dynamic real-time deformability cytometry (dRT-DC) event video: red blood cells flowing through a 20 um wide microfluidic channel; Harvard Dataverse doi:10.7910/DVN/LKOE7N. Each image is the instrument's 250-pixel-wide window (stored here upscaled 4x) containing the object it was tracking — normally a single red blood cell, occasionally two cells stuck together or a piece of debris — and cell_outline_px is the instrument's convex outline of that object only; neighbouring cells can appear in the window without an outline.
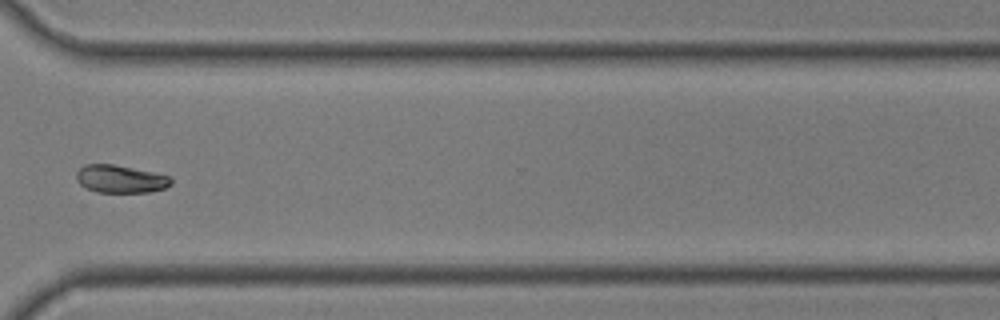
{"species": "common noctule bat (a hibernating species)", "species_latin": "Nyctalus noctula", "temperature_condition": "room temperature", "stored_images_in_passage": 35, "camera_frame_rate_fps": 3000, "um_per_image_px": 0.085, "animal": {"sex": "male", "body_mass_g": 19.0, "forearm_length_mm": 50.8}, "frame": {"image": 1, "passage_image": 25, "time_ms": 8.0, "image_size_px": [1000, 320], "cell_outline_px": [[172, 184], [164, 188], [148, 192], [96, 192], [80, 184], [76, 180], [76, 172], [84, 164], [112, 164], [172, 176]], "centroid_in_image_um": [10.24, 15.21], "position_along_channel_um": 360.4, "area_um2": 15.26}}